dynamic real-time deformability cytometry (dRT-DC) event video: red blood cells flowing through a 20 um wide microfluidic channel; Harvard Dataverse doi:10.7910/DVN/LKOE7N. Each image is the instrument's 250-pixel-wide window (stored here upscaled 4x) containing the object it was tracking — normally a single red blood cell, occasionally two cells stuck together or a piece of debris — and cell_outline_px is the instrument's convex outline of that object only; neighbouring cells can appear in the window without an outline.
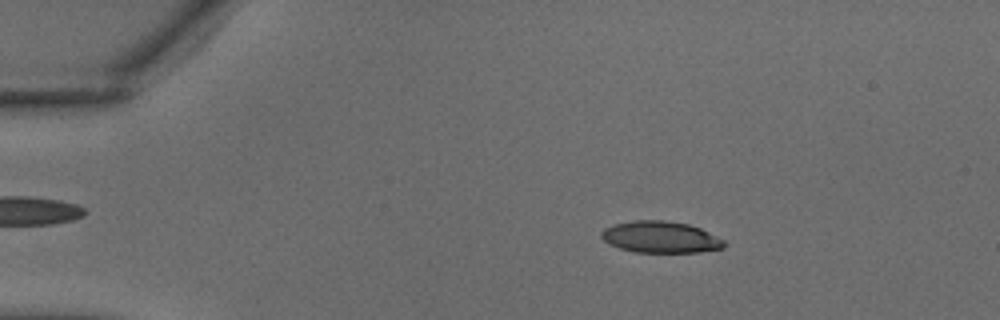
{"species": "common noctule bat (a hibernating species)", "species_latin": "Nyctalus noctula", "temperature_condition": "warm", "stored_images_in_passage": 37, "segment_of_instrument_passage": [1, 2], "camera_frame_rate_fps": 3000, "um_per_image_px": 0.085, "animal": {"sex": "male", "body_mass_g": 18.8}, "frame": {"image": 1, "passage_image": 6, "time_ms": 1.667, "image_size_px": [1000, 320], "cell_outline_px": [[728, 244], [724, 248], [700, 252], [636, 252], [620, 248], [608, 244], [600, 236], [600, 232], [604, 228], [612, 224], [632, 220], [664, 220], [688, 224], [700, 228], [724, 240]], "centroid_in_image_um": [56.13, 20.15], "position_along_channel_um": 28.9, "area_um2": 22.77}}
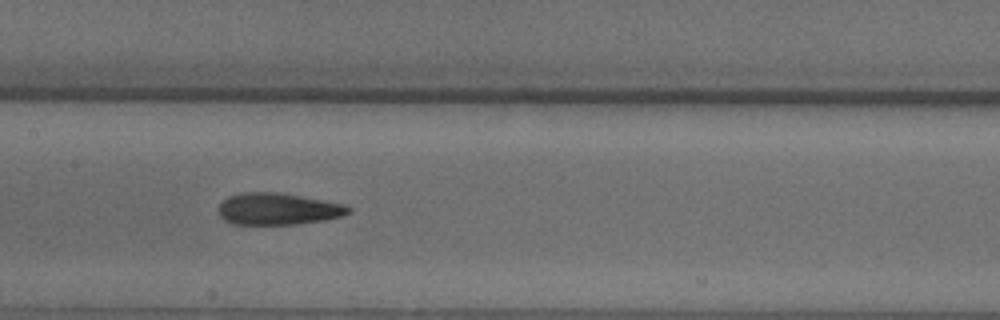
{"frame": {"image": 2, "passage_image": 18, "time_ms": 5.667, "image_size_px": [1000, 320], "cell_outline_px": [[352, 208], [344, 216], [324, 220], [296, 224], [232, 224], [224, 220], [220, 216], [216, 208], [220, 200], [228, 196], [240, 192], [280, 192], [348, 204]], "centroid_in_image_um": [23.6, 17.74], "position_along_channel_um": 183.8, "area_um2": 24.62}}
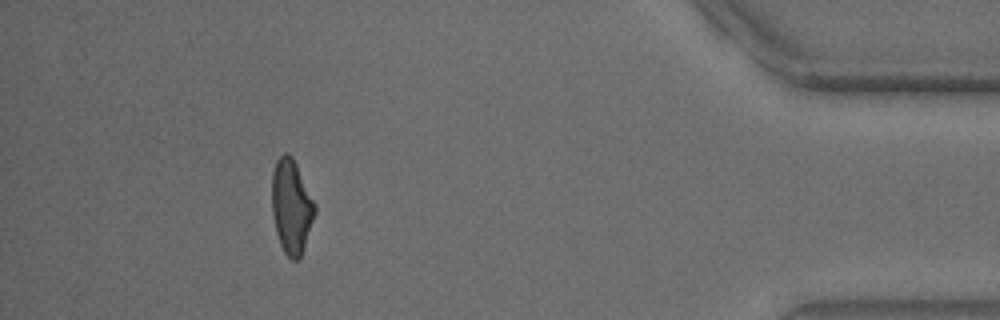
{"frame": {"image": 3, "passage_image": 33, "time_ms": 10.667, "image_size_px": [1000, 320], "cell_outline_px": [[316, 212], [300, 260], [292, 260], [284, 252], [280, 244], [276, 232], [272, 212], [272, 172], [276, 160], [284, 152], [288, 152], [292, 156], [316, 204]], "centroid_in_image_um": [24.77, 17.55], "position_along_channel_um": 410.4, "area_um2": 23.7}}